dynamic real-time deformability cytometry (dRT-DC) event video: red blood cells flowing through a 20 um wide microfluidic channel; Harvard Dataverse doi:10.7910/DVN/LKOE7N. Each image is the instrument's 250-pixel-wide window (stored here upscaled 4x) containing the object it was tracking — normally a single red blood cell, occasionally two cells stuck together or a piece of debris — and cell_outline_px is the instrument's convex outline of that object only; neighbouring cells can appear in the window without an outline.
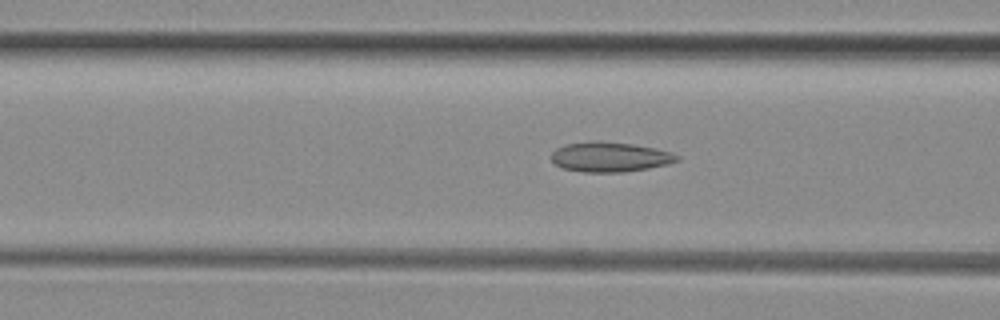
{"species": "common noctule bat (a hibernating species)", "species_latin": "Nyctalus noctula", "temperature_condition": "room temperature", "stored_images_in_passage": 50, "camera_frame_rate_fps": 3000, "um_per_image_px": 0.085, "animal": {"sex": "female", "body_mass_g": 29.2, "forearm_length_mm": 56.3}, "frame": {"image": 1, "passage_image": 19, "time_ms": 6.0, "image_size_px": [1000, 320], "cell_outline_px": [[680, 160], [668, 164], [648, 168], [624, 172], [584, 172], [564, 168], [556, 164], [552, 160], [552, 152], [556, 148], [568, 144], [592, 140], [600, 140], [632, 144], [656, 148], [672, 152], [680, 156]], "centroid_in_image_um": [51.88, 13.33], "position_along_channel_um": 114.7, "area_um2": 21.96}}
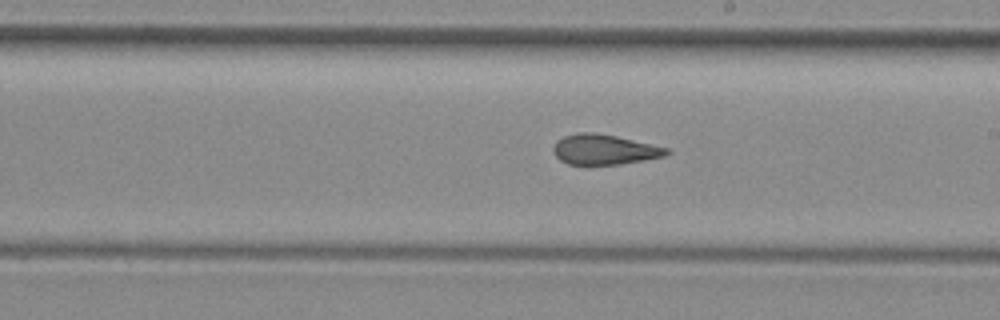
{"frame": {"image": 2, "passage_image": 28, "time_ms": 9.0, "image_size_px": [1000, 320], "cell_outline_px": [[672, 152], [664, 156], [644, 160], [620, 164], [568, 164], [560, 160], [552, 152], [552, 148], [556, 140], [564, 136], [576, 132], [592, 132], [616, 136], [668, 148]], "centroid_in_image_um": [51.33, 12.7], "position_along_channel_um": 237.7, "area_um2": 19.88}}
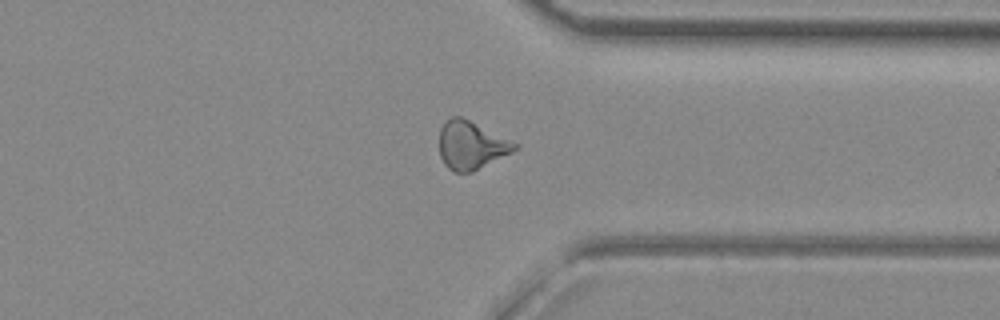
{"frame": {"image": 3, "passage_image": 38, "time_ms": 12.333, "image_size_px": [1000, 320], "cell_outline_px": [[520, 148], [472, 172], [456, 172], [448, 168], [444, 164], [440, 156], [440, 128], [444, 120], [452, 116], [460, 116], [520, 144]], "centroid_in_image_um": [40.05, 12.34], "position_along_channel_um": 371.3, "area_um2": 21.15}, "authors_computed_cell_mechanics": {"area_um2": 21.386, "velocity_mm_per_s": 4.0978, "shape_relaxation_time_tau1_ms": null, "shape_relaxation_time_tau2_ms": 2.2079, "deformation_change_tau1": null, "deformation_change_tau2": 0.0835}}